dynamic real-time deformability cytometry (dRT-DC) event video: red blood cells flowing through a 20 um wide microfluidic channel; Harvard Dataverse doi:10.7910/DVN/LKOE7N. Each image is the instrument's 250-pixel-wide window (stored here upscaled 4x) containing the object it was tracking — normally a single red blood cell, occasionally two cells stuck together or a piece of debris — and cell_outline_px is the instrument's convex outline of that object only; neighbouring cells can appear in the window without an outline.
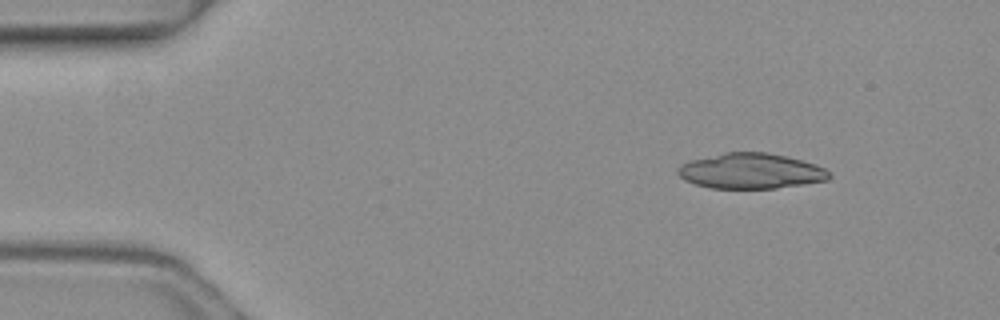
{"species": "common noctule bat (a hibernating species)", "species_latin": "Nyctalus noctula", "temperature_condition": "warm", "stored_images_in_passage": 5, "camera_frame_rate_fps": 3000, "um_per_image_px": 0.085, "animal": {"sex": "female", "body_mass_g": 19.3, "forearm_length_mm": 54.1}, "frame": {"image": 1, "passage_image": 2, "time_ms": 0.333, "image_size_px": [1000, 320], "cell_outline_px": [[832, 176], [828, 180], [804, 184], [776, 188], [708, 188], [684, 180], [676, 172], [676, 168], [680, 164], [692, 160], [724, 152], [768, 152], [788, 156], [816, 164], [832, 172]], "centroid_in_image_um": [63.84, 14.53], "position_along_channel_um": 21.2, "area_um2": 31.5}}